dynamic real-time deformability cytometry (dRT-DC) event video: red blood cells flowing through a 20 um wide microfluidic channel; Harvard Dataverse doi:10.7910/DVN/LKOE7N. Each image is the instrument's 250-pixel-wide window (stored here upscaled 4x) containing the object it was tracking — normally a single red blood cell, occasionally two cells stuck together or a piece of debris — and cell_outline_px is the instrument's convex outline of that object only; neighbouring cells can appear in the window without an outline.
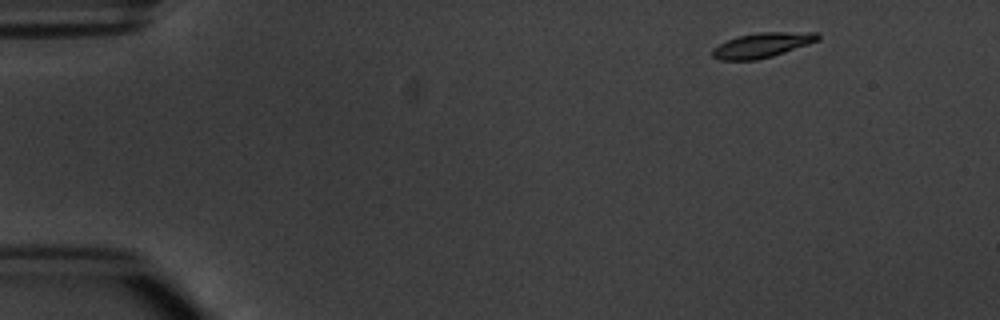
{"species": "common noctule bat (a hibernating species)", "species_latin": "Nyctalus noctula", "temperature_condition": "warm", "stored_images_in_passage": 3, "camera_frame_rate_fps": 3000, "um_per_image_px": 0.085, "animal": {"sex": "male", "body_mass_g": 20.1, "forearm_length_mm": 53.5}, "frame": {"image": 1, "passage_image": 1, "time_ms": 0.0, "image_size_px": [1000, 320], "cell_outline_px": [[820, 40], [772, 56], [756, 60], [720, 60], [712, 56], [712, 48], [728, 40], [740, 36], [760, 32], [816, 32], [820, 36]], "centroid_in_image_um": [64.79, 3.84], "position_along_channel_um": 20.2, "area_um2": 15.09}}